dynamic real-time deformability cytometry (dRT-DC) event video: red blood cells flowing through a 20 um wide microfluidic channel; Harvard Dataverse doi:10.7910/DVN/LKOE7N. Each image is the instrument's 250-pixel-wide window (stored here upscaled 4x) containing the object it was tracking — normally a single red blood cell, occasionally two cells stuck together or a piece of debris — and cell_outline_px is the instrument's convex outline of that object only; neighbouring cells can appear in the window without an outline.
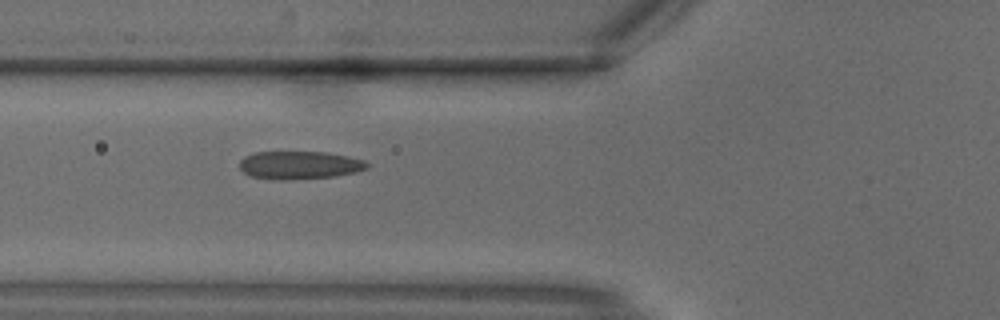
{"species": "common noctule bat (a hibernating species)", "species_latin": "Nyctalus noctula", "temperature_condition": "warm", "stored_images_in_passage": 3, "camera_frame_rate_fps": 3000, "um_per_image_px": 0.085, "animal": {"sex": "male", "body_mass_g": 18.8}, "frame": {"image": 1, "passage_image": 3, "time_ms": 0.667, "image_size_px": [1000, 320], "cell_outline_px": [[368, 168], [356, 172], [336, 176], [288, 180], [276, 180], [248, 176], [240, 168], [240, 160], [244, 156], [256, 152], [328, 152], [348, 156], [364, 160], [368, 164]], "centroid_in_image_um": [25.45, 14.04], "position_along_channel_um": 100.4, "area_um2": 20.98}}